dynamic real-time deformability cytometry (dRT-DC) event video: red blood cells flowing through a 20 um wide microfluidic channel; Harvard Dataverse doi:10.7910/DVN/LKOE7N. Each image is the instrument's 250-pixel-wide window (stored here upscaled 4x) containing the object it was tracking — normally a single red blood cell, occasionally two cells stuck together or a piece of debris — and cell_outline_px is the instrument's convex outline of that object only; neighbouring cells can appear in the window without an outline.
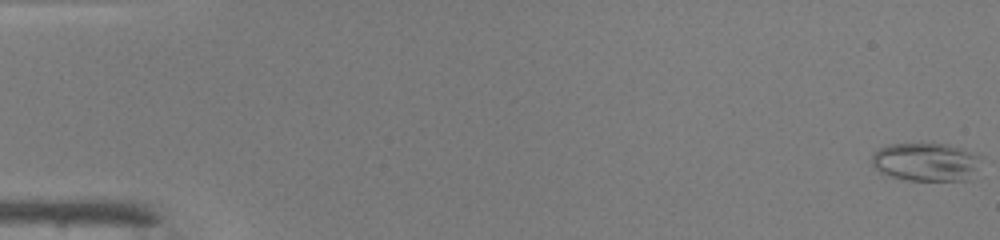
{"species": "common noctule bat (a hibernating species)", "species_latin": "Nyctalus noctula", "temperature_condition": "warm", "stored_images_in_passage": 35, "camera_frame_rate_fps": 3000, "um_per_image_px": 0.085, "animal": {"sex": "male", "body_mass_g": 19.0, "forearm_length_mm": 50.8}, "frame": {"image": 1, "passage_image": 1, "time_ms": 0.0, "image_size_px": [1000, 240], "cell_outline_px": [[980, 156], [976, 168], [968, 180], [908, 180], [888, 176], [880, 172], [872, 164], [872, 156], [880, 148], [888, 144], [948, 144], [976, 152]], "centroid_in_image_um": [78.69, 13.76], "position_along_channel_um": 6.3, "area_um2": 24.22}}
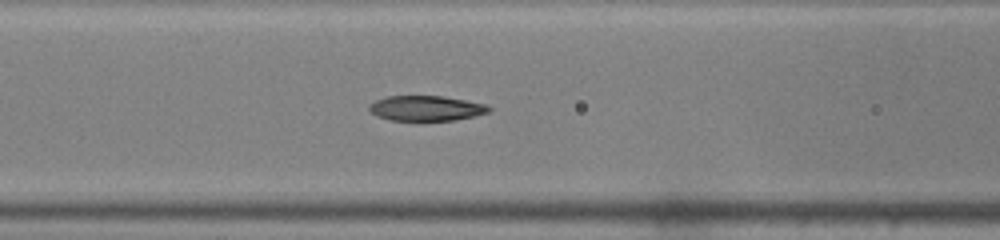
{"frame": {"image": 2, "passage_image": 22, "time_ms": 7.0, "image_size_px": [1000, 240], "cell_outline_px": [[492, 108], [488, 112], [456, 120], [388, 120], [376, 116], [368, 108], [368, 104], [376, 100], [388, 96], [444, 96], [488, 104]], "centroid_in_image_um": [36.22, 9.19], "position_along_channel_um": 130.4, "area_um2": 17.57}}
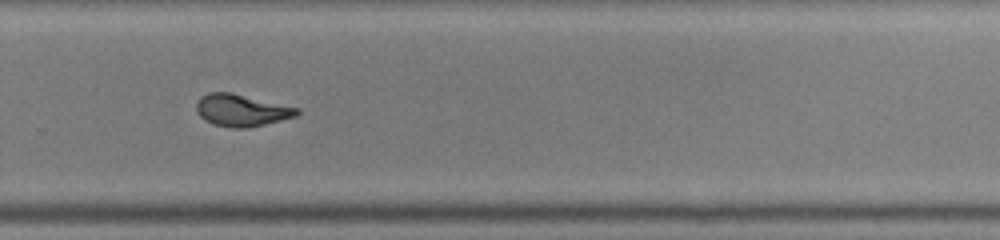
{"frame": {"image": 3, "passage_image": 35, "time_ms": 11.333, "image_size_px": [1000, 240], "cell_outline_px": [[300, 112], [296, 116], [248, 128], [232, 128], [212, 124], [204, 120], [196, 112], [196, 104], [200, 96], [208, 92], [232, 92], [300, 108]], "centroid_in_image_um": [20.5, 9.36], "position_along_channel_um": 309.3, "area_um2": 18.96}}